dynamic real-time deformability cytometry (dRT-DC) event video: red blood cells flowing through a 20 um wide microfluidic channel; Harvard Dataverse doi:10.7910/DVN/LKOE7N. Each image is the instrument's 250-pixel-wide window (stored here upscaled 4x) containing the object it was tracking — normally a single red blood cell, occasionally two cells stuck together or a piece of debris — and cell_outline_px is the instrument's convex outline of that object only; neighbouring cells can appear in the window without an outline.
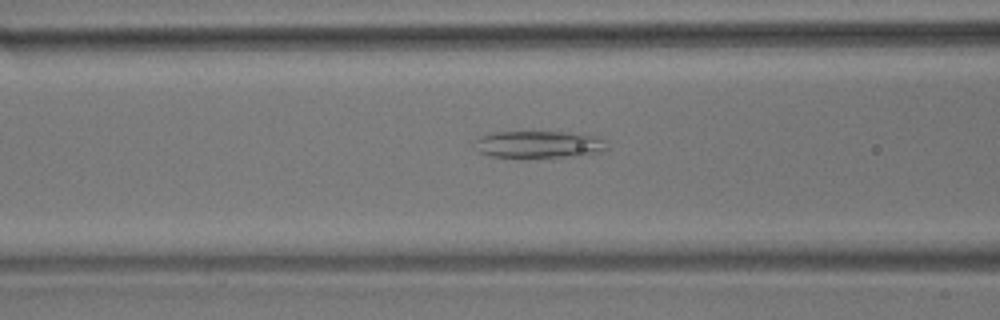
{"species": "common noctule bat (a hibernating species)", "species_latin": "Nyctalus noctula", "temperature_condition": "room temperature", "stored_images_in_passage": 41, "camera_frame_rate_fps": 3000, "um_per_image_px": 0.085, "animal": {"sex": "male", "body_mass_g": 17.9}, "frame": {"image": 1, "passage_image": 7, "time_ms": 2.0, "image_size_px": [1000, 320], "cell_outline_px": [[608, 148], [604, 152], [576, 156], [492, 156], [480, 152], [476, 140], [480, 136], [492, 132], [568, 132], [596, 136], [604, 140]], "centroid_in_image_um": [45.89, 12.25], "position_along_channel_um": 120.7, "area_um2": 20.4}}
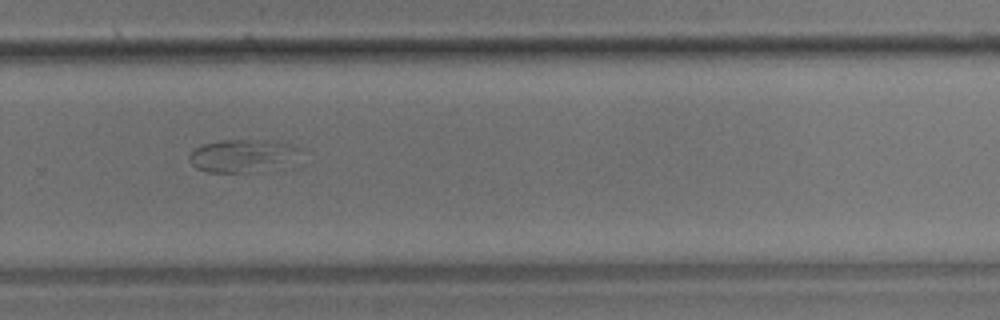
{"frame": {"image": 2, "passage_image": 23, "time_ms": 7.333, "image_size_px": [1000, 320], "cell_outline_px": [[300, 148], [276, 164], [248, 172], [208, 172], [196, 168], [188, 160], [188, 156], [196, 148], [204, 144], [220, 140], [264, 140], [292, 144]], "centroid_in_image_um": [20.36, 13.2], "position_along_channel_um": 309.4, "area_um2": 19.65}}
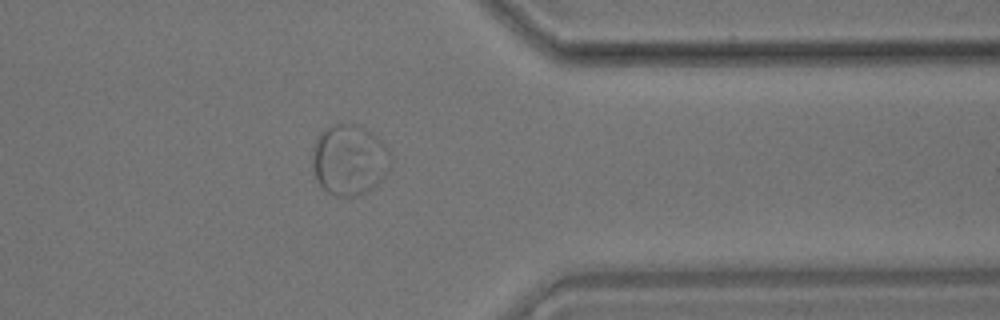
{"frame": {"image": 3, "passage_image": 30, "time_ms": 9.667, "image_size_px": [1000, 320], "cell_outline_px": [[392, 160], [384, 176], [372, 188], [356, 196], [336, 196], [328, 192], [316, 180], [312, 168], [312, 152], [316, 140], [320, 132], [324, 128], [332, 124], [352, 124], [364, 128], [376, 136], [388, 148], [392, 156]], "centroid_in_image_um": [29.67, 13.58], "position_along_channel_um": 381.7, "area_um2": 32.19}}